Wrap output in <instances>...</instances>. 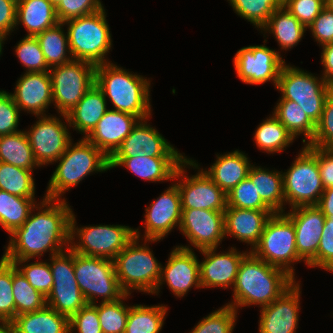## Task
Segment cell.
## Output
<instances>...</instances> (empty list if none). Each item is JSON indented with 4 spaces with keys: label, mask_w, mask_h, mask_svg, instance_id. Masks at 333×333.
Instances as JSON below:
<instances>
[{
    "label": "cell",
    "mask_w": 333,
    "mask_h": 333,
    "mask_svg": "<svg viewBox=\"0 0 333 333\" xmlns=\"http://www.w3.org/2000/svg\"><path fill=\"white\" fill-rule=\"evenodd\" d=\"M75 216L74 213L71 216L69 245L75 253L114 260L134 238V229L125 225L76 227Z\"/></svg>",
    "instance_id": "cell-10"
},
{
    "label": "cell",
    "mask_w": 333,
    "mask_h": 333,
    "mask_svg": "<svg viewBox=\"0 0 333 333\" xmlns=\"http://www.w3.org/2000/svg\"><path fill=\"white\" fill-rule=\"evenodd\" d=\"M10 323L17 333H69V318L48 305L17 315Z\"/></svg>",
    "instance_id": "cell-31"
},
{
    "label": "cell",
    "mask_w": 333,
    "mask_h": 333,
    "mask_svg": "<svg viewBox=\"0 0 333 333\" xmlns=\"http://www.w3.org/2000/svg\"><path fill=\"white\" fill-rule=\"evenodd\" d=\"M187 157H148L109 158V169L123 166L134 175L151 182L174 181L178 166Z\"/></svg>",
    "instance_id": "cell-27"
},
{
    "label": "cell",
    "mask_w": 333,
    "mask_h": 333,
    "mask_svg": "<svg viewBox=\"0 0 333 333\" xmlns=\"http://www.w3.org/2000/svg\"><path fill=\"white\" fill-rule=\"evenodd\" d=\"M213 165L203 172L216 183L226 194L240 181L248 176L251 161L244 152L234 150L224 154H217Z\"/></svg>",
    "instance_id": "cell-29"
},
{
    "label": "cell",
    "mask_w": 333,
    "mask_h": 333,
    "mask_svg": "<svg viewBox=\"0 0 333 333\" xmlns=\"http://www.w3.org/2000/svg\"><path fill=\"white\" fill-rule=\"evenodd\" d=\"M15 54L26 67V73L49 71L44 54L41 50L38 39L35 36H25L15 46Z\"/></svg>",
    "instance_id": "cell-47"
},
{
    "label": "cell",
    "mask_w": 333,
    "mask_h": 333,
    "mask_svg": "<svg viewBox=\"0 0 333 333\" xmlns=\"http://www.w3.org/2000/svg\"><path fill=\"white\" fill-rule=\"evenodd\" d=\"M149 79L111 62L95 67V84L113 104L111 110L132 114L140 120L149 119L152 113Z\"/></svg>",
    "instance_id": "cell-3"
},
{
    "label": "cell",
    "mask_w": 333,
    "mask_h": 333,
    "mask_svg": "<svg viewBox=\"0 0 333 333\" xmlns=\"http://www.w3.org/2000/svg\"><path fill=\"white\" fill-rule=\"evenodd\" d=\"M131 294H125L114 302H101L97 305V314L103 333H124L130 306L125 301Z\"/></svg>",
    "instance_id": "cell-43"
},
{
    "label": "cell",
    "mask_w": 333,
    "mask_h": 333,
    "mask_svg": "<svg viewBox=\"0 0 333 333\" xmlns=\"http://www.w3.org/2000/svg\"><path fill=\"white\" fill-rule=\"evenodd\" d=\"M308 145L333 149V94L331 92L326 97L320 120L316 123L314 137Z\"/></svg>",
    "instance_id": "cell-49"
},
{
    "label": "cell",
    "mask_w": 333,
    "mask_h": 333,
    "mask_svg": "<svg viewBox=\"0 0 333 333\" xmlns=\"http://www.w3.org/2000/svg\"><path fill=\"white\" fill-rule=\"evenodd\" d=\"M308 29L321 47L333 43V10L325 6Z\"/></svg>",
    "instance_id": "cell-55"
},
{
    "label": "cell",
    "mask_w": 333,
    "mask_h": 333,
    "mask_svg": "<svg viewBox=\"0 0 333 333\" xmlns=\"http://www.w3.org/2000/svg\"><path fill=\"white\" fill-rule=\"evenodd\" d=\"M12 1L18 4L21 0H12Z\"/></svg>",
    "instance_id": "cell-65"
},
{
    "label": "cell",
    "mask_w": 333,
    "mask_h": 333,
    "mask_svg": "<svg viewBox=\"0 0 333 333\" xmlns=\"http://www.w3.org/2000/svg\"><path fill=\"white\" fill-rule=\"evenodd\" d=\"M48 260H50L53 286L46 297V305L70 318L87 304L75 278L74 252L68 248L50 256Z\"/></svg>",
    "instance_id": "cell-14"
},
{
    "label": "cell",
    "mask_w": 333,
    "mask_h": 333,
    "mask_svg": "<svg viewBox=\"0 0 333 333\" xmlns=\"http://www.w3.org/2000/svg\"><path fill=\"white\" fill-rule=\"evenodd\" d=\"M314 76L299 67L284 64L278 78L277 90L280 100H292L316 124L321 117L330 84L321 76Z\"/></svg>",
    "instance_id": "cell-9"
},
{
    "label": "cell",
    "mask_w": 333,
    "mask_h": 333,
    "mask_svg": "<svg viewBox=\"0 0 333 333\" xmlns=\"http://www.w3.org/2000/svg\"><path fill=\"white\" fill-rule=\"evenodd\" d=\"M47 186L45 198L61 200L72 187H76L87 175L109 169V158L86 138L75 144L71 141L63 155L56 161Z\"/></svg>",
    "instance_id": "cell-4"
},
{
    "label": "cell",
    "mask_w": 333,
    "mask_h": 333,
    "mask_svg": "<svg viewBox=\"0 0 333 333\" xmlns=\"http://www.w3.org/2000/svg\"><path fill=\"white\" fill-rule=\"evenodd\" d=\"M237 314L233 307L224 305L200 320L190 333H232Z\"/></svg>",
    "instance_id": "cell-45"
},
{
    "label": "cell",
    "mask_w": 333,
    "mask_h": 333,
    "mask_svg": "<svg viewBox=\"0 0 333 333\" xmlns=\"http://www.w3.org/2000/svg\"><path fill=\"white\" fill-rule=\"evenodd\" d=\"M227 206L248 210H271L260 198L257 189L247 176L227 194Z\"/></svg>",
    "instance_id": "cell-46"
},
{
    "label": "cell",
    "mask_w": 333,
    "mask_h": 333,
    "mask_svg": "<svg viewBox=\"0 0 333 333\" xmlns=\"http://www.w3.org/2000/svg\"><path fill=\"white\" fill-rule=\"evenodd\" d=\"M330 92L333 94V81L330 83Z\"/></svg>",
    "instance_id": "cell-64"
},
{
    "label": "cell",
    "mask_w": 333,
    "mask_h": 333,
    "mask_svg": "<svg viewBox=\"0 0 333 333\" xmlns=\"http://www.w3.org/2000/svg\"><path fill=\"white\" fill-rule=\"evenodd\" d=\"M272 114L294 139L302 134L304 136L302 138L303 144L308 145L312 141L316 124L297 103L292 100H278Z\"/></svg>",
    "instance_id": "cell-34"
},
{
    "label": "cell",
    "mask_w": 333,
    "mask_h": 333,
    "mask_svg": "<svg viewBox=\"0 0 333 333\" xmlns=\"http://www.w3.org/2000/svg\"><path fill=\"white\" fill-rule=\"evenodd\" d=\"M301 281L260 309L259 333H296L299 327Z\"/></svg>",
    "instance_id": "cell-20"
},
{
    "label": "cell",
    "mask_w": 333,
    "mask_h": 333,
    "mask_svg": "<svg viewBox=\"0 0 333 333\" xmlns=\"http://www.w3.org/2000/svg\"><path fill=\"white\" fill-rule=\"evenodd\" d=\"M179 231L198 251L218 248L225 238L224 212L182 209Z\"/></svg>",
    "instance_id": "cell-18"
},
{
    "label": "cell",
    "mask_w": 333,
    "mask_h": 333,
    "mask_svg": "<svg viewBox=\"0 0 333 333\" xmlns=\"http://www.w3.org/2000/svg\"><path fill=\"white\" fill-rule=\"evenodd\" d=\"M241 18L261 29L276 9L284 6L280 0H227Z\"/></svg>",
    "instance_id": "cell-41"
},
{
    "label": "cell",
    "mask_w": 333,
    "mask_h": 333,
    "mask_svg": "<svg viewBox=\"0 0 333 333\" xmlns=\"http://www.w3.org/2000/svg\"><path fill=\"white\" fill-rule=\"evenodd\" d=\"M35 200L0 190V225L9 235L26 222L30 212L38 204Z\"/></svg>",
    "instance_id": "cell-38"
},
{
    "label": "cell",
    "mask_w": 333,
    "mask_h": 333,
    "mask_svg": "<svg viewBox=\"0 0 333 333\" xmlns=\"http://www.w3.org/2000/svg\"><path fill=\"white\" fill-rule=\"evenodd\" d=\"M0 190L24 198H35L33 170L0 162Z\"/></svg>",
    "instance_id": "cell-40"
},
{
    "label": "cell",
    "mask_w": 333,
    "mask_h": 333,
    "mask_svg": "<svg viewBox=\"0 0 333 333\" xmlns=\"http://www.w3.org/2000/svg\"><path fill=\"white\" fill-rule=\"evenodd\" d=\"M49 1L56 7L61 0H49Z\"/></svg>",
    "instance_id": "cell-63"
},
{
    "label": "cell",
    "mask_w": 333,
    "mask_h": 333,
    "mask_svg": "<svg viewBox=\"0 0 333 333\" xmlns=\"http://www.w3.org/2000/svg\"><path fill=\"white\" fill-rule=\"evenodd\" d=\"M284 7L308 28L325 7V0H288Z\"/></svg>",
    "instance_id": "cell-54"
},
{
    "label": "cell",
    "mask_w": 333,
    "mask_h": 333,
    "mask_svg": "<svg viewBox=\"0 0 333 333\" xmlns=\"http://www.w3.org/2000/svg\"><path fill=\"white\" fill-rule=\"evenodd\" d=\"M134 228V238L114 259L116 276L126 294L132 290L153 294L161 277V263L158 262L149 244L159 240H146L139 244L141 233Z\"/></svg>",
    "instance_id": "cell-5"
},
{
    "label": "cell",
    "mask_w": 333,
    "mask_h": 333,
    "mask_svg": "<svg viewBox=\"0 0 333 333\" xmlns=\"http://www.w3.org/2000/svg\"><path fill=\"white\" fill-rule=\"evenodd\" d=\"M284 214L295 227L297 253L307 265L317 254L326 217L317 205L295 207Z\"/></svg>",
    "instance_id": "cell-23"
},
{
    "label": "cell",
    "mask_w": 333,
    "mask_h": 333,
    "mask_svg": "<svg viewBox=\"0 0 333 333\" xmlns=\"http://www.w3.org/2000/svg\"><path fill=\"white\" fill-rule=\"evenodd\" d=\"M272 210H248L226 207L224 211L225 237L232 236L252 249L258 244Z\"/></svg>",
    "instance_id": "cell-26"
},
{
    "label": "cell",
    "mask_w": 333,
    "mask_h": 333,
    "mask_svg": "<svg viewBox=\"0 0 333 333\" xmlns=\"http://www.w3.org/2000/svg\"><path fill=\"white\" fill-rule=\"evenodd\" d=\"M139 121L132 114L108 110L86 139L109 158Z\"/></svg>",
    "instance_id": "cell-25"
},
{
    "label": "cell",
    "mask_w": 333,
    "mask_h": 333,
    "mask_svg": "<svg viewBox=\"0 0 333 333\" xmlns=\"http://www.w3.org/2000/svg\"><path fill=\"white\" fill-rule=\"evenodd\" d=\"M6 40V38H4L1 34H0V56L2 54V49H3V44L4 41Z\"/></svg>",
    "instance_id": "cell-62"
},
{
    "label": "cell",
    "mask_w": 333,
    "mask_h": 333,
    "mask_svg": "<svg viewBox=\"0 0 333 333\" xmlns=\"http://www.w3.org/2000/svg\"><path fill=\"white\" fill-rule=\"evenodd\" d=\"M260 30L272 33L281 50H289L298 45L307 28L283 6L273 12Z\"/></svg>",
    "instance_id": "cell-33"
},
{
    "label": "cell",
    "mask_w": 333,
    "mask_h": 333,
    "mask_svg": "<svg viewBox=\"0 0 333 333\" xmlns=\"http://www.w3.org/2000/svg\"><path fill=\"white\" fill-rule=\"evenodd\" d=\"M12 292L16 306V316L37 311L46 305V297L30 285L14 264Z\"/></svg>",
    "instance_id": "cell-42"
},
{
    "label": "cell",
    "mask_w": 333,
    "mask_h": 333,
    "mask_svg": "<svg viewBox=\"0 0 333 333\" xmlns=\"http://www.w3.org/2000/svg\"><path fill=\"white\" fill-rule=\"evenodd\" d=\"M168 308L166 305H132L124 333H160Z\"/></svg>",
    "instance_id": "cell-37"
},
{
    "label": "cell",
    "mask_w": 333,
    "mask_h": 333,
    "mask_svg": "<svg viewBox=\"0 0 333 333\" xmlns=\"http://www.w3.org/2000/svg\"><path fill=\"white\" fill-rule=\"evenodd\" d=\"M105 9L64 22L73 59L87 61L95 66L108 63L112 37ZM107 58V59H106Z\"/></svg>",
    "instance_id": "cell-6"
},
{
    "label": "cell",
    "mask_w": 333,
    "mask_h": 333,
    "mask_svg": "<svg viewBox=\"0 0 333 333\" xmlns=\"http://www.w3.org/2000/svg\"><path fill=\"white\" fill-rule=\"evenodd\" d=\"M30 260L31 259L7 261L12 262L16 266L33 288L47 297L53 286L50 264L49 262H43L41 260L27 264Z\"/></svg>",
    "instance_id": "cell-44"
},
{
    "label": "cell",
    "mask_w": 333,
    "mask_h": 333,
    "mask_svg": "<svg viewBox=\"0 0 333 333\" xmlns=\"http://www.w3.org/2000/svg\"><path fill=\"white\" fill-rule=\"evenodd\" d=\"M16 13L17 4L15 2L0 0V34L6 39L16 28Z\"/></svg>",
    "instance_id": "cell-56"
},
{
    "label": "cell",
    "mask_w": 333,
    "mask_h": 333,
    "mask_svg": "<svg viewBox=\"0 0 333 333\" xmlns=\"http://www.w3.org/2000/svg\"><path fill=\"white\" fill-rule=\"evenodd\" d=\"M286 271L272 266L249 251L241 260L233 286V300L226 303L239 308L259 305L262 308L279 298L294 283Z\"/></svg>",
    "instance_id": "cell-2"
},
{
    "label": "cell",
    "mask_w": 333,
    "mask_h": 333,
    "mask_svg": "<svg viewBox=\"0 0 333 333\" xmlns=\"http://www.w3.org/2000/svg\"><path fill=\"white\" fill-rule=\"evenodd\" d=\"M59 22L56 7L49 0H21L17 4L16 27L23 25L27 36H36Z\"/></svg>",
    "instance_id": "cell-30"
},
{
    "label": "cell",
    "mask_w": 333,
    "mask_h": 333,
    "mask_svg": "<svg viewBox=\"0 0 333 333\" xmlns=\"http://www.w3.org/2000/svg\"><path fill=\"white\" fill-rule=\"evenodd\" d=\"M325 217L333 218V187L325 189L317 205Z\"/></svg>",
    "instance_id": "cell-59"
},
{
    "label": "cell",
    "mask_w": 333,
    "mask_h": 333,
    "mask_svg": "<svg viewBox=\"0 0 333 333\" xmlns=\"http://www.w3.org/2000/svg\"><path fill=\"white\" fill-rule=\"evenodd\" d=\"M283 4L286 3L288 0H280Z\"/></svg>",
    "instance_id": "cell-66"
},
{
    "label": "cell",
    "mask_w": 333,
    "mask_h": 333,
    "mask_svg": "<svg viewBox=\"0 0 333 333\" xmlns=\"http://www.w3.org/2000/svg\"><path fill=\"white\" fill-rule=\"evenodd\" d=\"M0 333H17L10 322H0Z\"/></svg>",
    "instance_id": "cell-60"
},
{
    "label": "cell",
    "mask_w": 333,
    "mask_h": 333,
    "mask_svg": "<svg viewBox=\"0 0 333 333\" xmlns=\"http://www.w3.org/2000/svg\"><path fill=\"white\" fill-rule=\"evenodd\" d=\"M283 175L285 204L292 208L318 205L325 190L317 162V147L304 145Z\"/></svg>",
    "instance_id": "cell-7"
},
{
    "label": "cell",
    "mask_w": 333,
    "mask_h": 333,
    "mask_svg": "<svg viewBox=\"0 0 333 333\" xmlns=\"http://www.w3.org/2000/svg\"><path fill=\"white\" fill-rule=\"evenodd\" d=\"M254 140L260 150L275 154L283 152L295 139L272 114L258 125Z\"/></svg>",
    "instance_id": "cell-39"
},
{
    "label": "cell",
    "mask_w": 333,
    "mask_h": 333,
    "mask_svg": "<svg viewBox=\"0 0 333 333\" xmlns=\"http://www.w3.org/2000/svg\"><path fill=\"white\" fill-rule=\"evenodd\" d=\"M95 67L87 61L72 59L50 68L53 103L58 114L69 113L95 84Z\"/></svg>",
    "instance_id": "cell-12"
},
{
    "label": "cell",
    "mask_w": 333,
    "mask_h": 333,
    "mask_svg": "<svg viewBox=\"0 0 333 333\" xmlns=\"http://www.w3.org/2000/svg\"><path fill=\"white\" fill-rule=\"evenodd\" d=\"M317 162L324 189L333 187V149L317 147Z\"/></svg>",
    "instance_id": "cell-57"
},
{
    "label": "cell",
    "mask_w": 333,
    "mask_h": 333,
    "mask_svg": "<svg viewBox=\"0 0 333 333\" xmlns=\"http://www.w3.org/2000/svg\"><path fill=\"white\" fill-rule=\"evenodd\" d=\"M190 167L198 169V172L188 176L185 168ZM173 179H176L175 184L180 192L181 209H206L221 212L226 210V193L203 172L196 160L187 157L178 166Z\"/></svg>",
    "instance_id": "cell-13"
},
{
    "label": "cell",
    "mask_w": 333,
    "mask_h": 333,
    "mask_svg": "<svg viewBox=\"0 0 333 333\" xmlns=\"http://www.w3.org/2000/svg\"><path fill=\"white\" fill-rule=\"evenodd\" d=\"M13 263L0 259V322H11L16 317V306L12 292Z\"/></svg>",
    "instance_id": "cell-48"
},
{
    "label": "cell",
    "mask_w": 333,
    "mask_h": 333,
    "mask_svg": "<svg viewBox=\"0 0 333 333\" xmlns=\"http://www.w3.org/2000/svg\"><path fill=\"white\" fill-rule=\"evenodd\" d=\"M74 274L89 304L98 303V297L101 302H114L126 294L119 285L114 260L74 252Z\"/></svg>",
    "instance_id": "cell-11"
},
{
    "label": "cell",
    "mask_w": 333,
    "mask_h": 333,
    "mask_svg": "<svg viewBox=\"0 0 333 333\" xmlns=\"http://www.w3.org/2000/svg\"><path fill=\"white\" fill-rule=\"evenodd\" d=\"M282 172L276 169L271 171L254 164L248 172V177L256 187L260 198L274 213L285 212Z\"/></svg>",
    "instance_id": "cell-32"
},
{
    "label": "cell",
    "mask_w": 333,
    "mask_h": 333,
    "mask_svg": "<svg viewBox=\"0 0 333 333\" xmlns=\"http://www.w3.org/2000/svg\"><path fill=\"white\" fill-rule=\"evenodd\" d=\"M41 201L32 209L26 222L10 234V240L4 247V259L40 258L45 252H50L52 256L69 248L71 206L65 198L44 197Z\"/></svg>",
    "instance_id": "cell-1"
},
{
    "label": "cell",
    "mask_w": 333,
    "mask_h": 333,
    "mask_svg": "<svg viewBox=\"0 0 333 333\" xmlns=\"http://www.w3.org/2000/svg\"><path fill=\"white\" fill-rule=\"evenodd\" d=\"M20 110L11 94L0 90V136L19 131Z\"/></svg>",
    "instance_id": "cell-53"
},
{
    "label": "cell",
    "mask_w": 333,
    "mask_h": 333,
    "mask_svg": "<svg viewBox=\"0 0 333 333\" xmlns=\"http://www.w3.org/2000/svg\"><path fill=\"white\" fill-rule=\"evenodd\" d=\"M104 6L101 0H61L56 6L57 17L60 22L87 16L98 12Z\"/></svg>",
    "instance_id": "cell-51"
},
{
    "label": "cell",
    "mask_w": 333,
    "mask_h": 333,
    "mask_svg": "<svg viewBox=\"0 0 333 333\" xmlns=\"http://www.w3.org/2000/svg\"><path fill=\"white\" fill-rule=\"evenodd\" d=\"M106 104L107 100L103 91L94 84L78 104L66 114L69 126L86 138L109 110Z\"/></svg>",
    "instance_id": "cell-28"
},
{
    "label": "cell",
    "mask_w": 333,
    "mask_h": 333,
    "mask_svg": "<svg viewBox=\"0 0 333 333\" xmlns=\"http://www.w3.org/2000/svg\"><path fill=\"white\" fill-rule=\"evenodd\" d=\"M181 196L175 183L149 206L145 207L144 237L141 240H163L181 223Z\"/></svg>",
    "instance_id": "cell-19"
},
{
    "label": "cell",
    "mask_w": 333,
    "mask_h": 333,
    "mask_svg": "<svg viewBox=\"0 0 333 333\" xmlns=\"http://www.w3.org/2000/svg\"><path fill=\"white\" fill-rule=\"evenodd\" d=\"M310 268L329 271L333 268V218L326 217L317 254L307 263Z\"/></svg>",
    "instance_id": "cell-50"
},
{
    "label": "cell",
    "mask_w": 333,
    "mask_h": 333,
    "mask_svg": "<svg viewBox=\"0 0 333 333\" xmlns=\"http://www.w3.org/2000/svg\"><path fill=\"white\" fill-rule=\"evenodd\" d=\"M64 26L63 22H59L35 36L49 68L62 65L73 59Z\"/></svg>",
    "instance_id": "cell-36"
},
{
    "label": "cell",
    "mask_w": 333,
    "mask_h": 333,
    "mask_svg": "<svg viewBox=\"0 0 333 333\" xmlns=\"http://www.w3.org/2000/svg\"><path fill=\"white\" fill-rule=\"evenodd\" d=\"M321 64L323 65L322 77L330 84L333 81V43L322 46Z\"/></svg>",
    "instance_id": "cell-58"
},
{
    "label": "cell",
    "mask_w": 333,
    "mask_h": 333,
    "mask_svg": "<svg viewBox=\"0 0 333 333\" xmlns=\"http://www.w3.org/2000/svg\"><path fill=\"white\" fill-rule=\"evenodd\" d=\"M325 6L333 10V0H325Z\"/></svg>",
    "instance_id": "cell-61"
},
{
    "label": "cell",
    "mask_w": 333,
    "mask_h": 333,
    "mask_svg": "<svg viewBox=\"0 0 333 333\" xmlns=\"http://www.w3.org/2000/svg\"><path fill=\"white\" fill-rule=\"evenodd\" d=\"M14 93H10L20 111L37 116L53 104L52 84L48 71L22 74L17 80Z\"/></svg>",
    "instance_id": "cell-24"
},
{
    "label": "cell",
    "mask_w": 333,
    "mask_h": 333,
    "mask_svg": "<svg viewBox=\"0 0 333 333\" xmlns=\"http://www.w3.org/2000/svg\"><path fill=\"white\" fill-rule=\"evenodd\" d=\"M216 251L217 248L199 250L205 257L199 262L201 288H233L241 260L249 251L240 252L235 247L227 252Z\"/></svg>",
    "instance_id": "cell-22"
},
{
    "label": "cell",
    "mask_w": 333,
    "mask_h": 333,
    "mask_svg": "<svg viewBox=\"0 0 333 333\" xmlns=\"http://www.w3.org/2000/svg\"><path fill=\"white\" fill-rule=\"evenodd\" d=\"M251 252L268 264L283 269L295 280L293 264L304 261L297 253L295 227L284 213L272 214Z\"/></svg>",
    "instance_id": "cell-8"
},
{
    "label": "cell",
    "mask_w": 333,
    "mask_h": 333,
    "mask_svg": "<svg viewBox=\"0 0 333 333\" xmlns=\"http://www.w3.org/2000/svg\"><path fill=\"white\" fill-rule=\"evenodd\" d=\"M76 331L78 333H103L97 307L94 304L87 303L69 318V333H77Z\"/></svg>",
    "instance_id": "cell-52"
},
{
    "label": "cell",
    "mask_w": 333,
    "mask_h": 333,
    "mask_svg": "<svg viewBox=\"0 0 333 333\" xmlns=\"http://www.w3.org/2000/svg\"><path fill=\"white\" fill-rule=\"evenodd\" d=\"M237 77L245 84L260 85L272 81L277 86L286 63L278 51L264 45H249L237 51L233 59Z\"/></svg>",
    "instance_id": "cell-16"
},
{
    "label": "cell",
    "mask_w": 333,
    "mask_h": 333,
    "mask_svg": "<svg viewBox=\"0 0 333 333\" xmlns=\"http://www.w3.org/2000/svg\"><path fill=\"white\" fill-rule=\"evenodd\" d=\"M0 162L26 170L40 167L35 160L25 130L0 136Z\"/></svg>",
    "instance_id": "cell-35"
},
{
    "label": "cell",
    "mask_w": 333,
    "mask_h": 333,
    "mask_svg": "<svg viewBox=\"0 0 333 333\" xmlns=\"http://www.w3.org/2000/svg\"><path fill=\"white\" fill-rule=\"evenodd\" d=\"M199 262L190 245L174 246L166 265L161 266V277L153 294H159L164 283L179 298L184 297L192 287L201 288Z\"/></svg>",
    "instance_id": "cell-17"
},
{
    "label": "cell",
    "mask_w": 333,
    "mask_h": 333,
    "mask_svg": "<svg viewBox=\"0 0 333 333\" xmlns=\"http://www.w3.org/2000/svg\"><path fill=\"white\" fill-rule=\"evenodd\" d=\"M60 116L66 122L53 115L37 116L39 120L25 131L40 167L56 163L72 141L67 116L64 114Z\"/></svg>",
    "instance_id": "cell-15"
},
{
    "label": "cell",
    "mask_w": 333,
    "mask_h": 333,
    "mask_svg": "<svg viewBox=\"0 0 333 333\" xmlns=\"http://www.w3.org/2000/svg\"><path fill=\"white\" fill-rule=\"evenodd\" d=\"M148 119L140 120L129 136L109 158L186 157L165 139L156 128L147 124Z\"/></svg>",
    "instance_id": "cell-21"
}]
</instances>
